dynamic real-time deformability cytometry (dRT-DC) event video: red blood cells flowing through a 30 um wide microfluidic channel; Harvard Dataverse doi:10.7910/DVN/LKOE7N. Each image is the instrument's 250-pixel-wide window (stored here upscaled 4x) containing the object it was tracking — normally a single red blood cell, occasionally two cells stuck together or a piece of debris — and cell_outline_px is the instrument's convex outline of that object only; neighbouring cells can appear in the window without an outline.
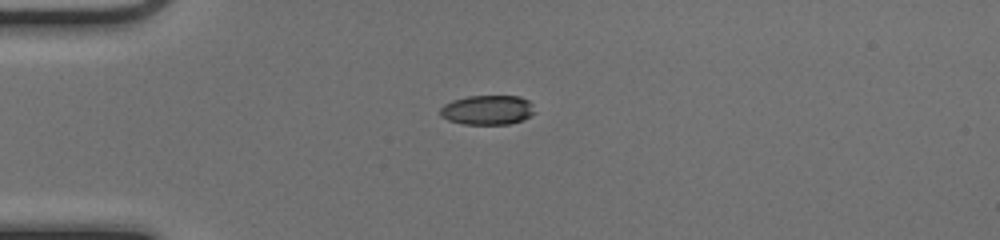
{"species": "common noctule bat (a hibernating species)", "species_latin": "Nyctalus noctula", "temperature_condition": "cold", "stored_images_in_passage": 38, "camera_frame_rate_fps": 3000, "um_per_image_px": 0.085, "animal": {"sex": "female", "body_mass_g": 17.0, "forearm_length_mm": 48.0}, "frame": {"image": 1, "passage_image": 1, "time_ms": 0.0, "image_size_px": [1000, 240], "cell_outline_px": [[536, 112], [520, 120], [508, 124], [464, 124], [448, 120], [440, 116], [440, 108], [444, 104], [452, 100], [468, 96], [520, 96], [528, 100], [532, 104]], "centroid_in_image_um": [41.41, 9.34], "position_along_channel_um": 43.6, "area_um2": 16.24}}
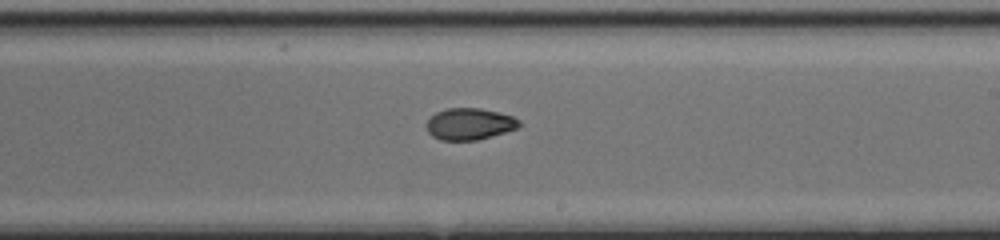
{"frame": {"image": 2, "passage_image": 18, "time_ms": 5.667, "image_size_px": [1000, 240], "cell_outline_px": [[520, 124], [516, 128], [504, 132], [476, 140], [440, 140], [432, 136], [428, 132], [428, 120], [436, 112], [448, 108], [480, 108], [500, 112], [512, 116], [520, 120]], "centroid_in_image_um": [39.91, 10.53], "position_along_channel_um": 249.1, "area_um2": 16.88}}
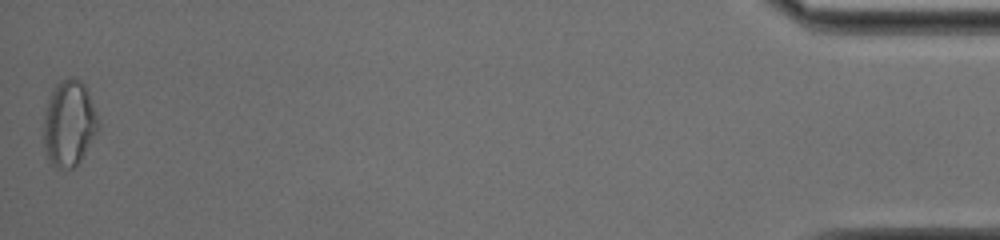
{"frame": {"image": 3, "passage_image": 38, "time_ms": 12.333, "image_size_px": [1000, 240], "cell_outline_px": [[100, 128], [80, 160], [72, 168], [56, 168], [48, 160], [44, 148], [44, 116], [48, 96], [52, 88], [60, 80], [68, 76], [72, 76], [80, 80], [84, 84], [88, 92], [100, 124]], "centroid_in_image_um": [5.86, 10.45], "position_along_channel_um": 429.3, "area_um2": 27.57}, "authors_computed_cell_mechanics": {"area_um2": 18.0625, "velocity_mm_per_s": 4.11, "shape_relaxation_time_tau1_ms": null, "shape_relaxation_time_tau2_ms": 2.2994, "deformation_change_tau1": null, "deformation_change_tau2": 0.0604}}